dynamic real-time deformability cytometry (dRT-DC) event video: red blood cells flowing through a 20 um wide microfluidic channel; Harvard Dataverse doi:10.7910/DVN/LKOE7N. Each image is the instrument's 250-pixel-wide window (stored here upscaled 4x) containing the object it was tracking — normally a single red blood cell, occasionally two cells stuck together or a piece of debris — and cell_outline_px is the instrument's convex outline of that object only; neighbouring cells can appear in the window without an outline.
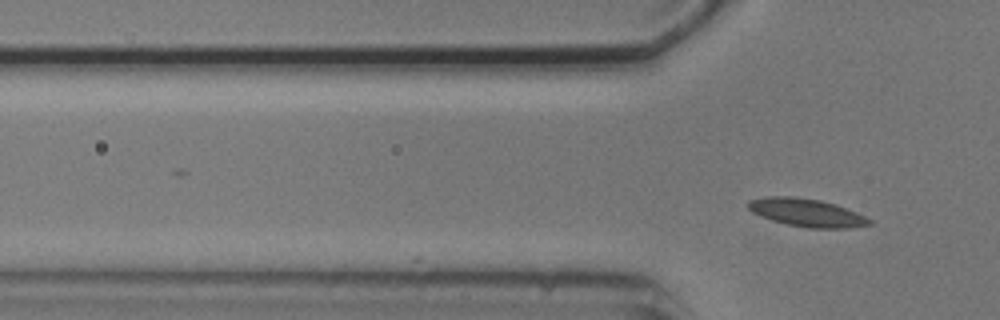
{"species": "common noctule bat (a hibernating species)", "species_latin": "Nyctalus noctula", "temperature_condition": "cold", "stored_images_in_passage": 3, "camera_frame_rate_fps": 3000, "um_per_image_px": 0.085, "animal": {"sex": "male", "body_mass_g": 20.5, "forearm_length_mm": 52.5}, "frame": {"image": 1, "passage_image": 3, "time_ms": 2.0, "image_size_px": [1000, 320], "cell_outline_px": [[872, 224], [848, 228], [808, 228], [788, 224], [772, 220], [752, 212], [744, 204], [748, 200], [764, 196], [796, 196], [820, 200], [836, 204], [856, 212], [872, 220]], "centroid_in_image_um": [68.53, 18.05], "position_along_channel_um": 57.3, "area_um2": 19.88}}